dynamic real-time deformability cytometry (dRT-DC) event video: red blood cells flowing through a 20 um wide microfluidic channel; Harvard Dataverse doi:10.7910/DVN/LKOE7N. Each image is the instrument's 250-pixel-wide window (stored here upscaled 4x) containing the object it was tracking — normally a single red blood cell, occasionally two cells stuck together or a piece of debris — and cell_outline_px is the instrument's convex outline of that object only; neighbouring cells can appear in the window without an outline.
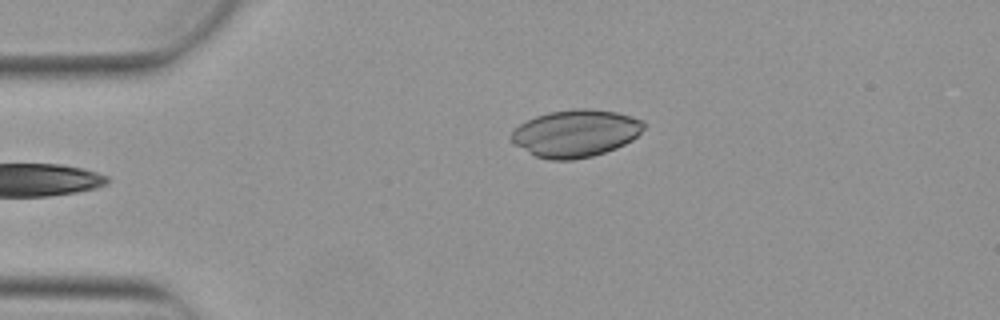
{"species": "Egyptian fruit bat (a non-hibernating species)", "species_latin": "Rousettus aegyptiacus", "temperature_condition": "warm", "stored_images_in_passage": 3, "camera_frame_rate_fps": 3000, "um_per_image_px": 0.085, "animal": {"sex": "female"}, "frame": {"image": 1, "passage_image": 3, "time_ms": 0.667, "image_size_px": [1000, 320], "cell_outline_px": [[644, 128], [632, 140], [616, 148], [592, 156], [572, 160], [548, 160], [536, 156], [512, 144], [512, 132], [520, 124], [536, 116], [548, 112], [572, 108], [588, 108], [616, 112], [632, 116], [644, 120]], "centroid_in_image_um": [48.93, 11.32], "position_along_channel_um": 36.1, "area_um2": 36.53}}